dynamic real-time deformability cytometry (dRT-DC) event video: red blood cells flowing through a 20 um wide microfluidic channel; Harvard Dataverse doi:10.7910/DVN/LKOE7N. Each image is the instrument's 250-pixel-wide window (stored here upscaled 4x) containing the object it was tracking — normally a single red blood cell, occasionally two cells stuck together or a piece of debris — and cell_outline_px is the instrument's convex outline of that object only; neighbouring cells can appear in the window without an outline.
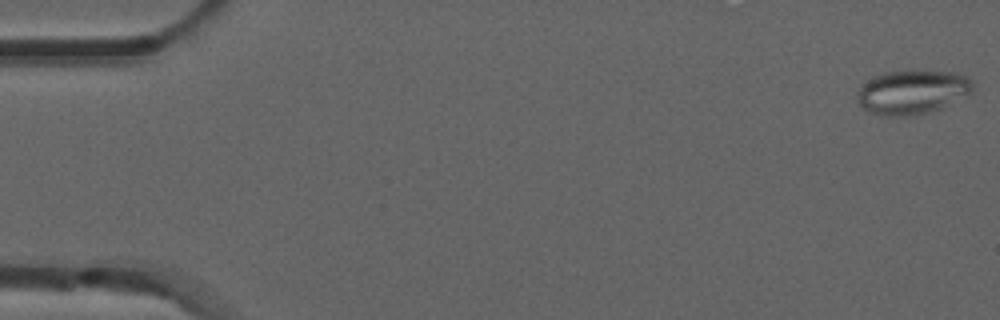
{"species": "common noctule bat (a hibernating species)", "species_latin": "Nyctalus noctula", "temperature_condition": "room temperature", "stored_images_in_passage": 4, "camera_frame_rate_fps": 3000, "um_per_image_px": 0.085, "animal": {"sex": "male", "forearm_length_mm": 52.5}, "frame": {"image": 1, "passage_image": 1, "time_ms": 0.0, "image_size_px": [1000, 320], "cell_outline_px": [[972, 88], [968, 92], [940, 108], [908, 116], [888, 116], [872, 112], [864, 108], [860, 104], [856, 96], [856, 92], [872, 76], [884, 72], [956, 72], [972, 80]], "centroid_in_image_um": [77.47, 7.82], "position_along_channel_um": 7.5, "area_um2": 28.61}}